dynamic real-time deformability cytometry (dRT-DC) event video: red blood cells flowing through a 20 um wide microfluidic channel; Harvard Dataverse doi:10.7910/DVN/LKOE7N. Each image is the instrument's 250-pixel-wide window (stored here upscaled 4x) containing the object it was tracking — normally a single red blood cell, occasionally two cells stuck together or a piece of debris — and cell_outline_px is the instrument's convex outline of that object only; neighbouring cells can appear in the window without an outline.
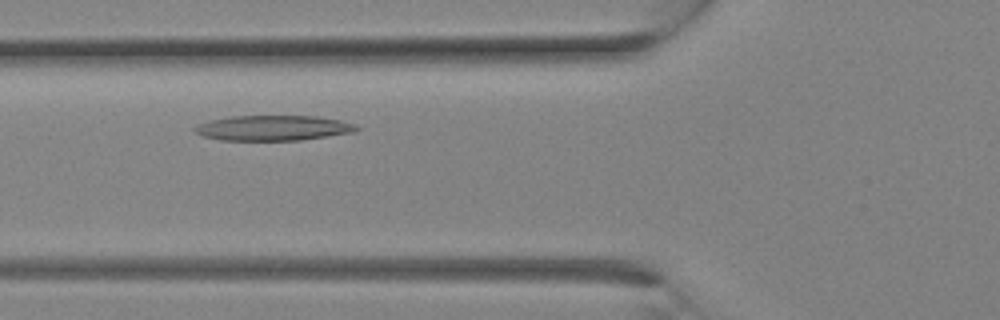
{"species": "Egyptian fruit bat (a non-hibernating species)", "species_latin": "Rousettus aegyptiacus", "temperature_condition": "room temperature", "stored_images_in_passage": 24, "camera_frame_rate_fps": 3000, "um_per_image_px": 0.085, "animal": {"sex": "female"}, "frame": {"image": 1, "passage_image": 6, "time_ms": 1.667, "image_size_px": [1000, 320], "cell_outline_px": [[360, 128], [356, 132], [300, 140], [220, 140], [204, 136], [196, 132], [192, 128], [196, 124], [212, 120], [232, 116], [316, 116], [340, 120], [352, 124]], "centroid_in_image_um": [23.21, 10.88], "position_along_channel_um": 102.6, "area_um2": 23.64}}
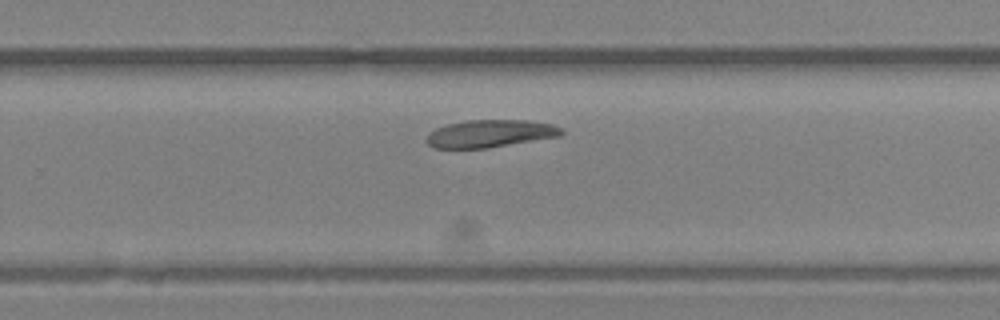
{"frame": {"image": 2, "passage_image": 14, "time_ms": 4.333, "image_size_px": [1000, 320], "cell_outline_px": [[564, 132], [560, 136], [488, 148], [432, 148], [428, 144], [428, 132], [436, 128], [448, 124], [464, 120], [532, 120], [552, 124], [560, 128]], "centroid_in_image_um": [41.66, 11.35], "position_along_channel_um": 288.1, "area_um2": 21.68}}
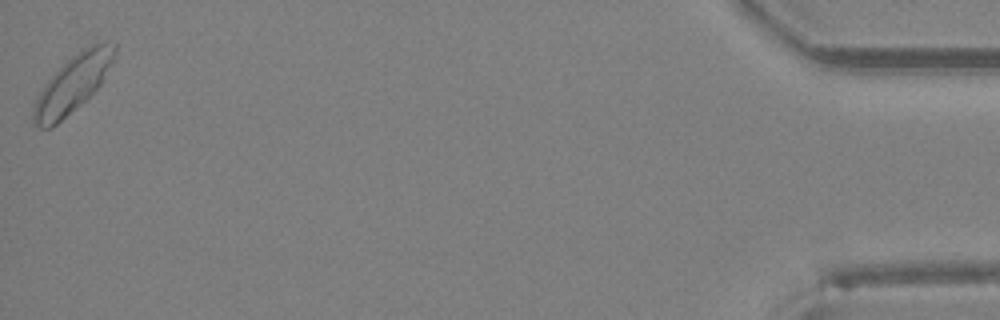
{"frame": {"image": 3, "passage_image": 24, "time_ms": 7.667, "image_size_px": [1000, 320], "cell_outline_px": [[116, 56], [104, 80], [80, 104], [52, 128], [40, 128], [32, 120], [32, 104], [36, 96], [44, 84], [72, 56], [92, 44], [108, 40], [116, 44]], "centroid_in_image_um": [6.19, 7.12], "position_along_channel_um": 429.0, "area_um2": 26.82}}